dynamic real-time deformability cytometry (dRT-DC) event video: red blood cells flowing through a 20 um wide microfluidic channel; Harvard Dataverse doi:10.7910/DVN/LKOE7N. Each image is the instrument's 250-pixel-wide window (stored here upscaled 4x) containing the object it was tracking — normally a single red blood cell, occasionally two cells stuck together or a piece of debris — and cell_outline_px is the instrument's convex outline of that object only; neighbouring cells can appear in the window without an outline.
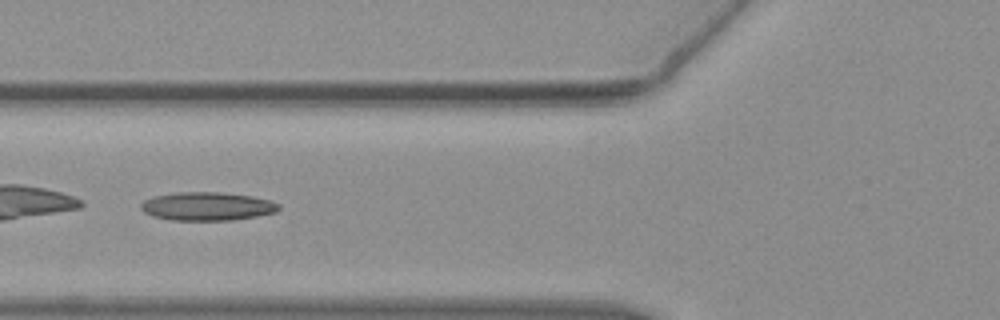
{"species": "common noctule bat (a hibernating species)", "species_latin": "Nyctalus noctula", "temperature_condition": "warm", "stored_images_in_passage": 37, "camera_frame_rate_fps": 3000, "um_per_image_px": 0.085, "animal": {"sex": "female", "body_mass_g": 19.3, "forearm_length_mm": 54.1}, "frame": {"image": 1, "passage_image": 6, "time_ms": 1.667, "image_size_px": [1000, 320], "cell_outline_px": [[280, 208], [276, 212], [256, 216], [232, 220], [172, 220], [152, 216], [144, 212], [140, 208], [140, 204], [144, 200], [152, 196], [180, 192], [220, 192], [252, 196], [268, 200], [280, 204]], "centroid_in_image_um": [17.59, 17.53], "position_along_channel_um": 108.2, "area_um2": 22.83}}
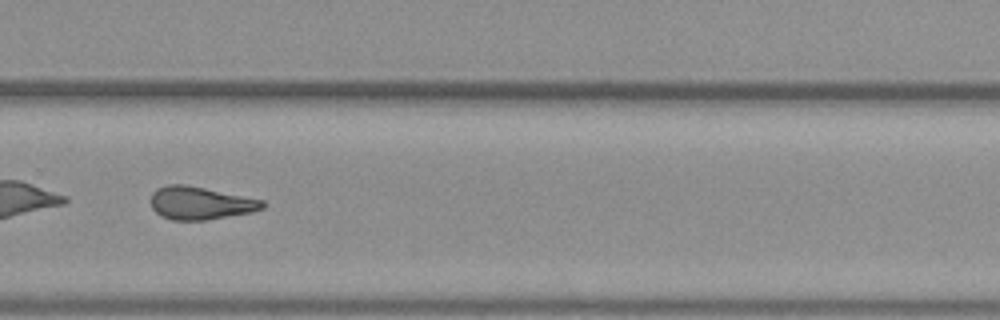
{"frame": {"image": 2, "passage_image": 22, "time_ms": 7.0, "image_size_px": [1000, 320], "cell_outline_px": [[264, 208], [252, 212], [208, 220], [172, 220], [160, 216], [152, 208], [152, 192], [156, 188], [168, 184], [184, 184], [264, 200]], "centroid_in_image_um": [17.02, 17.27], "position_along_channel_um": 312.8, "area_um2": 21.39}, "authors_computed_cell_mechanics": {"area_um2": 21.386, "velocity_mm_per_s": 3.8402, "shape_relaxation_time_tau1_ms": null, "shape_relaxation_time_tau2_ms": 3.4202, "deformation_change_tau1": null, "deformation_change_tau2": 0.1333}}